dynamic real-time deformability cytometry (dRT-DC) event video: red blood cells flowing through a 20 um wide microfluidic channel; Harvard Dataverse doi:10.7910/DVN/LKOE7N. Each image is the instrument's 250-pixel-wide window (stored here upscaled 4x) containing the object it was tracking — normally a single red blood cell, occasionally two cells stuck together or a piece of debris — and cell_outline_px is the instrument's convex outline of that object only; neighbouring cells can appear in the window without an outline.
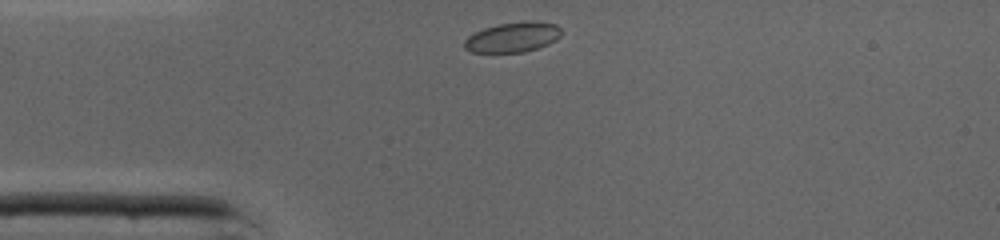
{"species": "common noctule bat (a hibernating species)", "species_latin": "Nyctalus noctula", "temperature_condition": "cold", "stored_images_in_passage": 27, "camera_frame_rate_fps": 3000, "um_per_image_px": 0.085, "animal": {"sex": "male", "body_mass_g": 19.0, "forearm_length_mm": 50.8}, "frame": {"image": 1, "passage_image": 1, "time_ms": 0.0, "image_size_px": [1000, 240], "cell_outline_px": [[560, 36], [556, 40], [548, 44], [524, 52], [472, 52], [464, 48], [464, 40], [468, 36], [484, 28], [496, 24], [528, 20], [532, 20], [556, 24], [560, 28]], "centroid_in_image_um": [43.58, 3.15], "position_along_channel_um": 41.4, "area_um2": 16.99}}
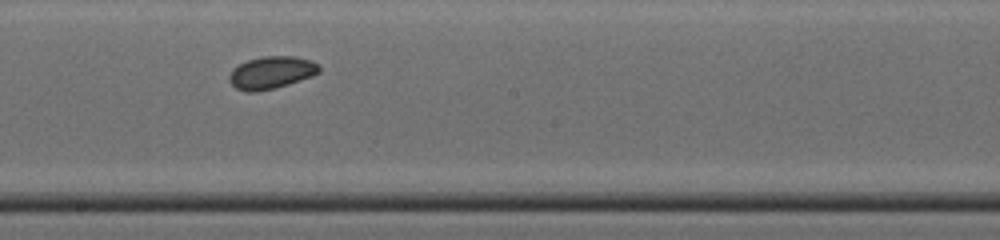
{"frame": {"image": 2, "passage_image": 15, "time_ms": 4.667, "image_size_px": [1000, 240], "cell_outline_px": [[320, 72], [312, 76], [288, 84], [256, 92], [244, 92], [236, 88], [228, 80], [228, 76], [232, 68], [248, 60], [264, 56], [296, 56], [312, 60], [320, 64]], "centroid_in_image_um": [23.07, 6.16], "position_along_channel_um": 225.1, "area_um2": 17.11}}
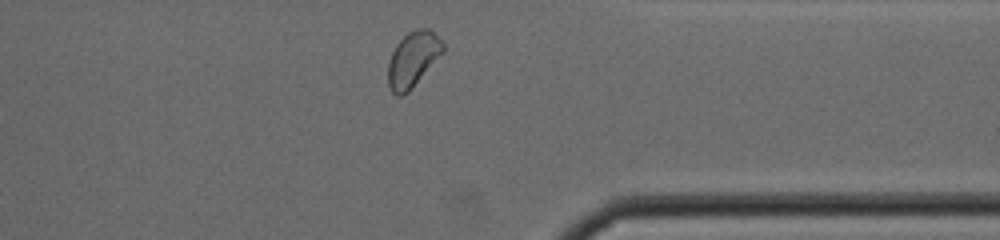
{"frame": {"image": 3, "passage_image": 26, "time_ms": 8.333, "image_size_px": [1000, 240], "cell_outline_px": [[444, 52], [408, 92], [400, 96], [396, 96], [392, 92], [388, 84], [388, 64], [392, 52], [396, 44], [408, 32], [416, 28], [428, 28], [444, 44]], "centroid_in_image_um": [35.08, 5.04], "position_along_channel_um": 376.3, "area_um2": 17.51}, "authors_computed_cell_mechanics": {"area_um2": 16.8198, "velocity_mm_per_s": 4.3216, "shape_relaxation_time_tau1_ms": 2.2688, "shape_relaxation_time_tau2_ms": null, "deformation_change_tau1": 0.0564, "deformation_change_tau2": null}}